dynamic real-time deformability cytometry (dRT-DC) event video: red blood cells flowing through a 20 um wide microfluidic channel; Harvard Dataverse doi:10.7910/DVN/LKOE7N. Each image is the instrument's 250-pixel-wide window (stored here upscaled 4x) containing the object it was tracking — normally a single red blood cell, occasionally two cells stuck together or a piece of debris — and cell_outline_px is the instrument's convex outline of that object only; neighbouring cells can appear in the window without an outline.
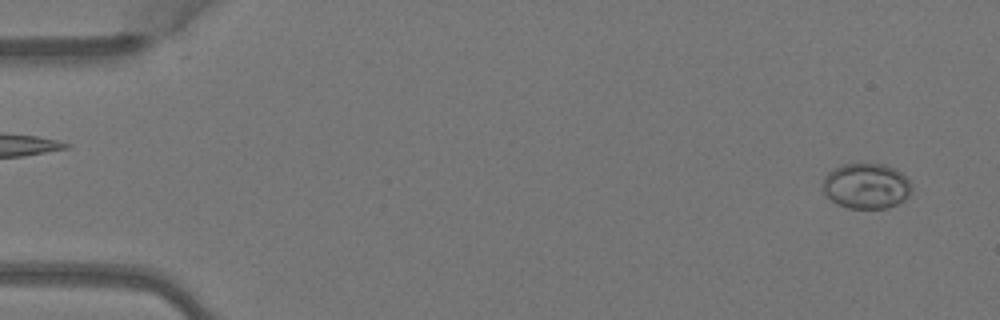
{"species": "Egyptian fruit bat (a non-hibernating species)", "species_latin": "Rousettus aegyptiacus", "temperature_condition": "warm", "stored_images_in_passage": 5, "camera_frame_rate_fps": 3000, "um_per_image_px": 0.085, "animal": {"sex": "female"}, "frame": {"image": 1, "passage_image": 5, "time_ms": 1.333, "image_size_px": [1000, 320], "cell_outline_px": [[912, 192], [904, 200], [888, 208], [848, 208], [836, 204], [824, 192], [824, 180], [828, 172], [844, 164], [860, 160], [884, 164], [896, 168], [908, 180], [912, 188]], "centroid_in_image_um": [73.66, 15.77], "position_along_channel_um": 11.3, "area_um2": 23.93}}